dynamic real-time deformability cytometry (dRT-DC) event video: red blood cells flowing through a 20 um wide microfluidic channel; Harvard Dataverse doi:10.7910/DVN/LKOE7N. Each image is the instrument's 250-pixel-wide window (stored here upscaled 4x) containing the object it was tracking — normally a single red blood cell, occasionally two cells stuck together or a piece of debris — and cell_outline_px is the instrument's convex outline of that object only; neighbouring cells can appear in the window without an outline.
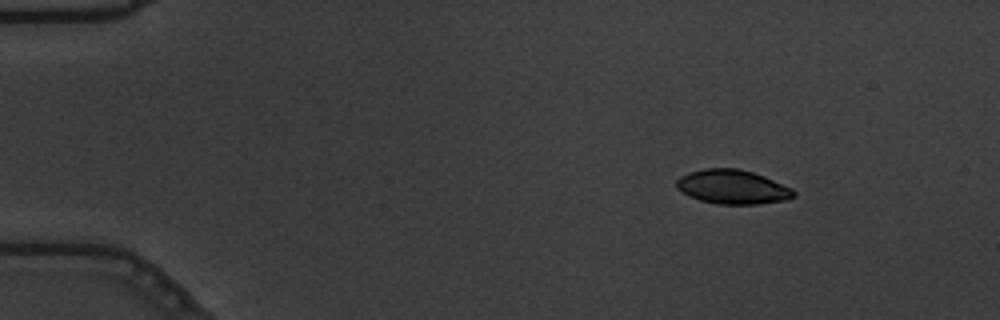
{"species": "common noctule bat (a hibernating species)", "species_latin": "Nyctalus noctula", "temperature_condition": "warm", "stored_images_in_passage": 20, "camera_frame_rate_fps": 3000, "um_per_image_px": 0.085, "animal": {"sex": "male", "body_mass_g": 19.5, "forearm_length_mm": 54.6}, "frame": {"image": 1, "passage_image": 9, "time_ms": 2.667, "image_size_px": [1000, 320], "cell_outline_px": [[796, 196], [784, 200], [760, 204], [716, 204], [700, 200], [688, 196], [676, 188], [676, 180], [680, 176], [688, 172], [704, 168], [740, 168], [764, 176], [792, 188], [796, 192]], "centroid_in_image_um": [62.25, 15.88], "position_along_channel_um": 22.8, "area_um2": 23.52}}